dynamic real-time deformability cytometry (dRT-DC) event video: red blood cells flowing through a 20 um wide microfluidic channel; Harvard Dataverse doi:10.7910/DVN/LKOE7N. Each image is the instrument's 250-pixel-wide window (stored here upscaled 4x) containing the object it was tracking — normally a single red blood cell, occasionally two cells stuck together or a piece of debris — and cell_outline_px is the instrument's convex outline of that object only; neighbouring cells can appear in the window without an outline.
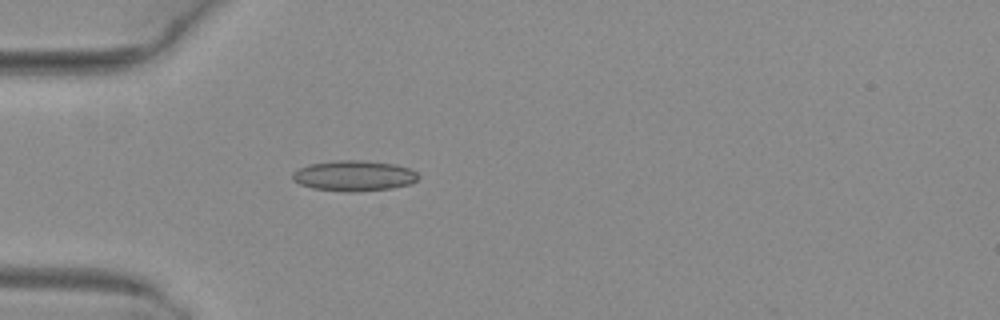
{"species": "common noctule bat (a hibernating species)", "species_latin": "Nyctalus noctula", "temperature_condition": "warm", "stored_images_in_passage": 6, "camera_frame_rate_fps": 3000, "um_per_image_px": 0.085, "animal": {"sex": "female", "body_mass_g": 29.2, "forearm_length_mm": 56.3}, "frame": {"image": 1, "passage_image": 1, "time_ms": 0.0, "image_size_px": [1000, 320], "cell_outline_px": [[420, 176], [416, 180], [408, 184], [392, 188], [356, 192], [344, 192], [312, 188], [300, 184], [292, 180], [292, 172], [308, 164], [336, 160], [360, 160], [396, 164], [408, 168], [416, 172]], "centroid_in_image_um": [30.06, 14.94], "position_along_channel_um": 54.9, "area_um2": 22.48}}
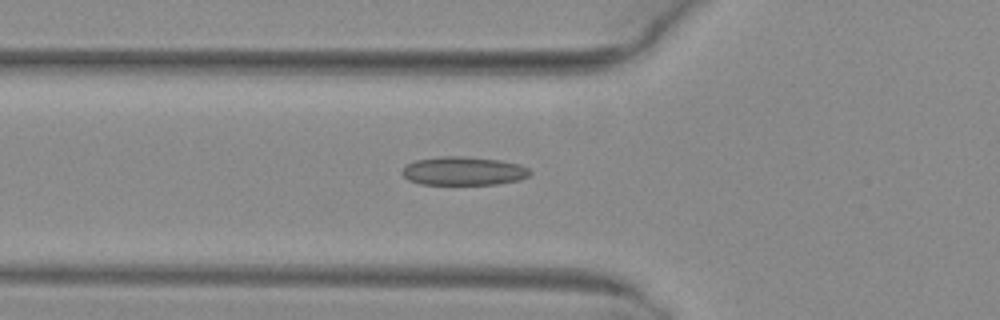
{"frame": {"image": 2, "passage_image": 4, "time_ms": 1.0, "image_size_px": [1000, 320], "cell_outline_px": [[532, 172], [528, 176], [520, 180], [496, 184], [420, 184], [408, 180], [400, 172], [404, 164], [416, 160], [440, 156], [464, 156], [500, 160], [520, 164], [528, 168]], "centroid_in_image_um": [39.37, 14.53], "position_along_channel_um": 86.4, "area_um2": 21.5}}